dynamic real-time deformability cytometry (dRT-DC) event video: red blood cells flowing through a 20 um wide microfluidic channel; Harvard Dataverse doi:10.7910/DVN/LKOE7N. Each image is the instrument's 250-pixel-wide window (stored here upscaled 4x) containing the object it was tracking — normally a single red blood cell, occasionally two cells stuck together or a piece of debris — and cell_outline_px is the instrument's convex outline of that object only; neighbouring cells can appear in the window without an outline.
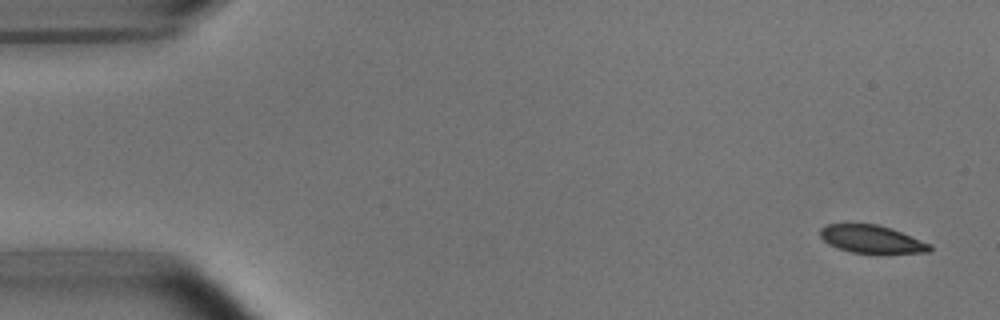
{"species": "common noctule bat (a hibernating species)", "species_latin": "Nyctalus noctula", "temperature_condition": "room temperature", "stored_images_in_passage": 9, "camera_frame_rate_fps": 3000, "um_per_image_px": 0.085, "animal": {"sex": "male", "body_mass_g": 15.6}, "frame": {"image": 1, "passage_image": 1, "time_ms": 0.0, "image_size_px": [1000, 320], "cell_outline_px": [[932, 248], [928, 252], [852, 252], [836, 248], [828, 244], [820, 236], [820, 228], [828, 224], [880, 224], [892, 228], [932, 244]], "centroid_in_image_um": [74.08, 20.3], "position_along_channel_um": 10.9, "area_um2": 17.57}}
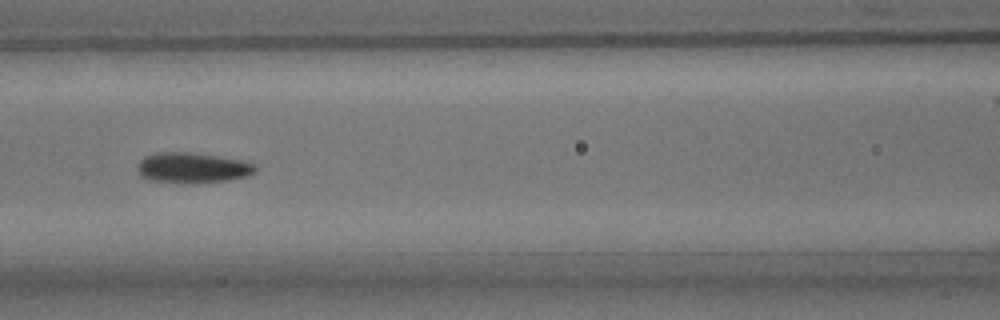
{"frame": {"image": 2, "passage_image": 7, "time_ms": 7.0, "image_size_px": [1000, 320], "cell_outline_px": [[256, 172], [248, 176], [224, 180], [148, 180], [140, 176], [136, 172], [136, 164], [144, 156], [156, 152], [192, 152], [244, 160], [256, 164]], "centroid_in_image_um": [16.34, 14.19], "position_along_channel_um": 150.3, "area_um2": 20.29}}
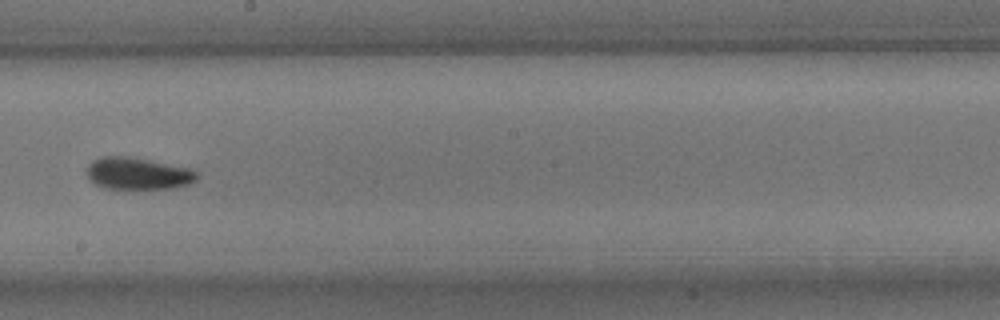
{"frame": {"image": 3, "passage_image": 9, "time_ms": 9.333, "image_size_px": [1000, 320], "cell_outline_px": [[196, 180], [188, 184], [172, 188], [104, 188], [96, 184], [88, 176], [88, 164], [92, 160], [100, 156], [128, 156], [188, 168], [196, 172]], "centroid_in_image_um": [11.68, 14.74], "position_along_channel_um": 236.5, "area_um2": 20.11}}